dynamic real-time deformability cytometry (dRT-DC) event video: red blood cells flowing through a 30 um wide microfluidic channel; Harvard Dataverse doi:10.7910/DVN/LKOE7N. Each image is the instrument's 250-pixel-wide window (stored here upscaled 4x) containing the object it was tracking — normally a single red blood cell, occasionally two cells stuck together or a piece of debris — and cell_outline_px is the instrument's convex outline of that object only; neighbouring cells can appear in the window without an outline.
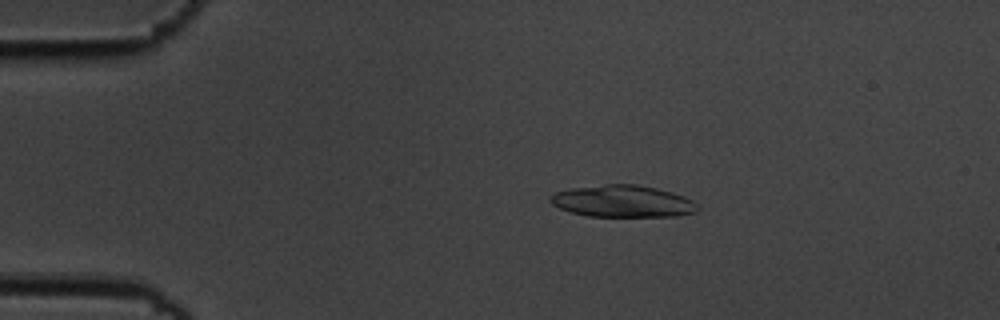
{"species": "common noctule bat (a hibernating species)", "species_latin": "Nyctalus noctula", "temperature_condition": "cold", "stored_images_in_passage": 7, "camera_frame_rate_fps": 3000, "um_per_image_px": 0.085, "animal": {"sex": "male", "body_mass_g": 19.5, "forearm_length_mm": 54.6}, "frame": {"image": 1, "passage_image": 2, "time_ms": 0.333, "image_size_px": [1000, 320], "cell_outline_px": [[700, 208], [696, 212], [676, 216], [588, 216], [572, 212], [560, 208], [552, 204], [548, 200], [548, 196], [556, 192], [572, 188], [604, 184], [636, 184], [656, 188], [672, 192], [684, 196], [692, 200]], "centroid_in_image_um": [52.93, 17.1], "position_along_channel_um": 32.1, "area_um2": 27.4}}